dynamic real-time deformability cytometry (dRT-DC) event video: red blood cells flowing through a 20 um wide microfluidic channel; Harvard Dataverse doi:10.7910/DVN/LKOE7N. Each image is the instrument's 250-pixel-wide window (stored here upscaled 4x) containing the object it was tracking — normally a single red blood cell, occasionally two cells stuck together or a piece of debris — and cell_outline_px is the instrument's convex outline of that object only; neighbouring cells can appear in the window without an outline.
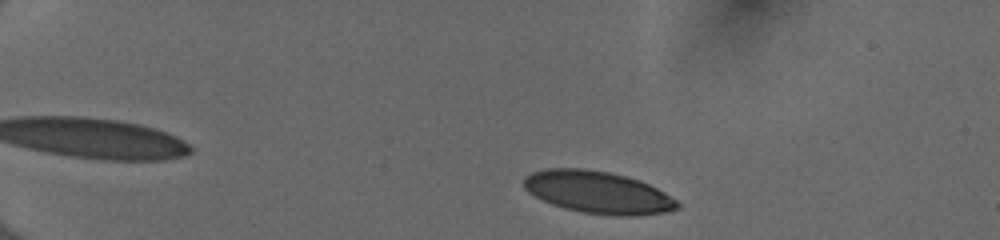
{"species": "human", "species_latin": "Homo sapiens", "temperature_condition": "cold", "stored_images_in_passage": 45, "camera_frame_rate_fps": 3000, "um_per_image_px": 0.085, "donor": {"sex": "female"}, "frame": {"image": 1, "passage_image": 3, "time_ms": 0.667, "image_size_px": [1000, 240], "cell_outline_px": [[680, 208], [664, 212], [632, 216], [616, 216], [580, 212], [564, 208], [552, 204], [528, 192], [524, 188], [524, 176], [532, 172], [548, 168], [584, 168], [608, 172], [624, 176], [648, 184], [664, 192], [676, 200], [680, 204]], "centroid_in_image_um": [50.8, 16.35], "position_along_channel_um": 34.2, "area_um2": 37.57}}
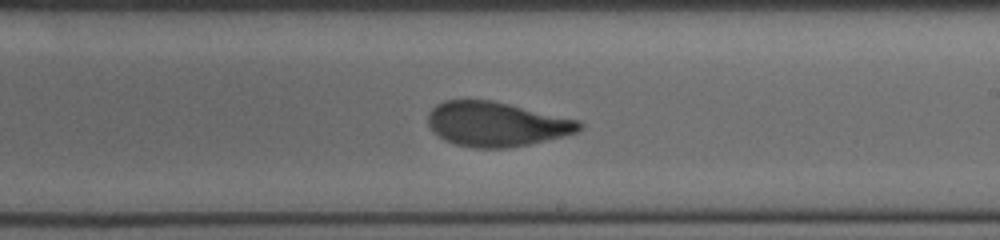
{"frame": {"image": 2, "passage_image": 26, "time_ms": 8.333, "image_size_px": [1000, 240], "cell_outline_px": [[584, 124], [576, 132], [528, 144], [508, 148], [472, 148], [456, 144], [444, 140], [432, 132], [428, 124], [428, 116], [432, 108], [436, 104], [444, 100], [492, 100], [580, 120]], "centroid_in_image_um": [42.15, 10.54], "position_along_channel_um": 246.9, "area_um2": 39.19}}
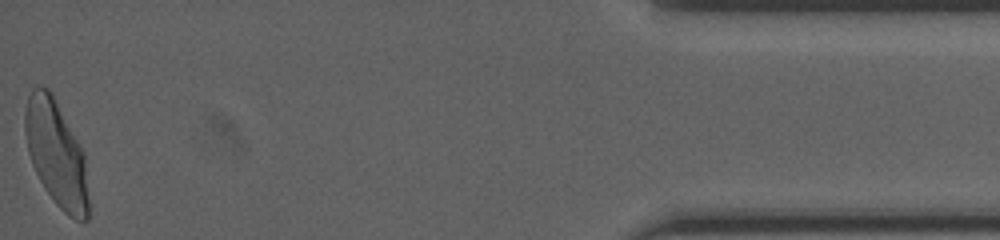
{"frame": {"image": 3, "passage_image": 45, "time_ms": 14.667, "image_size_px": [1000, 240], "cell_outline_px": [[88, 220], [76, 220], [68, 216], [56, 204], [44, 188], [32, 164], [28, 152], [24, 132], [24, 112], [28, 96], [32, 88], [48, 88], [52, 92], [84, 156], [88, 200]], "centroid_in_image_um": [4.74, 13.07], "position_along_channel_um": 430.5, "area_um2": 38.55}, "authors_computed_cell_mechanics": {"area_um2": 39.1306, "velocity_mm_per_s": 3.9827, "shape_relaxation_time_tau1_ms": 4.1106, "shape_relaxation_time_tau2_ms": 0.8412, "deformation_change_tau1": 0.1706, "deformation_change_tau2": 0.055}}